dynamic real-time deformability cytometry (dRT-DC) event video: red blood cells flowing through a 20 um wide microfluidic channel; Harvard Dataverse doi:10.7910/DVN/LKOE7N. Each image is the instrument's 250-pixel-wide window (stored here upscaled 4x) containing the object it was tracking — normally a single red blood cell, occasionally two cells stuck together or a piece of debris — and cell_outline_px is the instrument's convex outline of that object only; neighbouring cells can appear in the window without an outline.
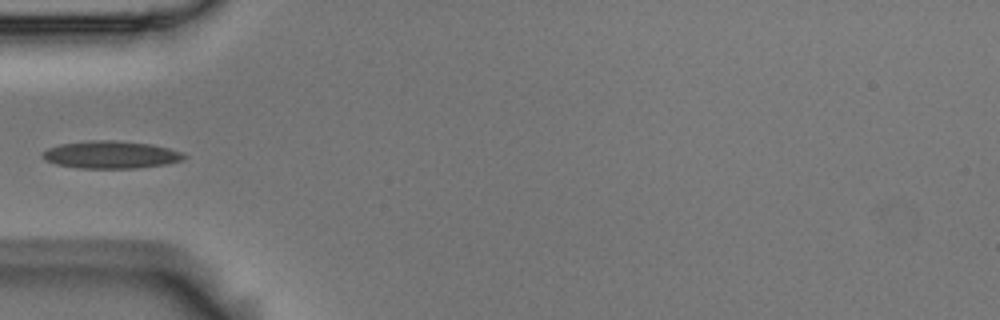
{"species": "Egyptian fruit bat (a non-hibernating species)", "species_latin": "Rousettus aegyptiacus", "temperature_condition": "room temperature", "stored_images_in_passage": 5, "camera_frame_rate_fps": 3000, "um_per_image_px": 0.085, "animal": {"sex": "male"}, "frame": {"image": 1, "passage_image": 5, "time_ms": 1.333, "image_size_px": [1000, 320], "cell_outline_px": [[188, 156], [180, 160], [164, 164], [136, 168], [80, 168], [56, 164], [44, 160], [40, 156], [40, 152], [48, 148], [60, 144], [88, 140], [116, 140], [152, 144], [184, 152]], "centroid_in_image_um": [9.38, 13.14], "position_along_channel_um": 75.6, "area_um2": 22.83}}